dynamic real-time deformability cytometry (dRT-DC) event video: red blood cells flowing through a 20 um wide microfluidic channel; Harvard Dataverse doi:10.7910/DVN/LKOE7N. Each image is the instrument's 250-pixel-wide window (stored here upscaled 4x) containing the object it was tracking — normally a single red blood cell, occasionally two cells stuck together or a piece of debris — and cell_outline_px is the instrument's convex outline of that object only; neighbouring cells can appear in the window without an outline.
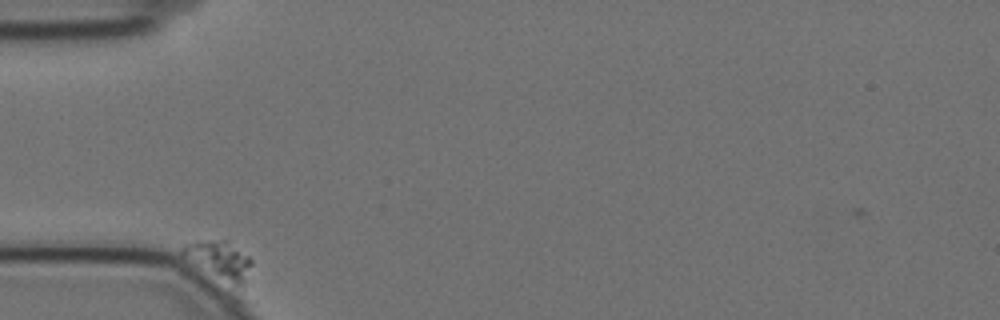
{"species": "Egyptian fruit bat (a non-hibernating species)", "species_latin": "Rousettus aegyptiacus", "temperature_condition": "cold", "stored_images_in_passage": 20, "camera_frame_rate_fps": 3000, "um_per_image_px": 0.085, "animal": {"sex": "female"}, "frame": {"image": 1, "passage_image": 1, "time_ms": 0.0, "image_size_px": [1000, 320], "cell_outline_px": [[252, 264], [244, 300], [236, 300], [180, 256], [180, 248], [184, 244], [196, 240], [228, 240], [248, 256], [252, 260]], "centroid_in_image_um": [18.73, 22.48], "position_along_channel_um": 66.3, "area_um2": 19.25}}
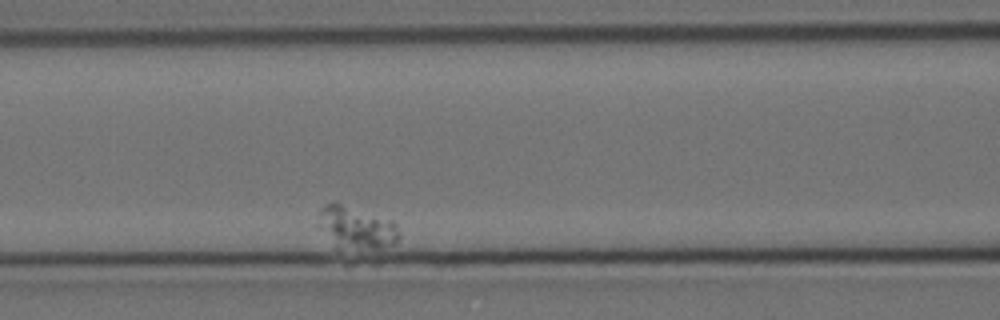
{"frame": {"image": 2, "passage_image": 13, "time_ms": 4.0, "image_size_px": [1000, 320], "cell_outline_px": [[400, 236], [392, 244], [380, 248], [372, 248], [336, 244], [320, 224], [320, 208], [332, 200], [392, 220], [396, 224], [400, 232]], "centroid_in_image_um": [30.36, 19.26], "position_along_channel_um": 136.2, "area_um2": 18.84}}
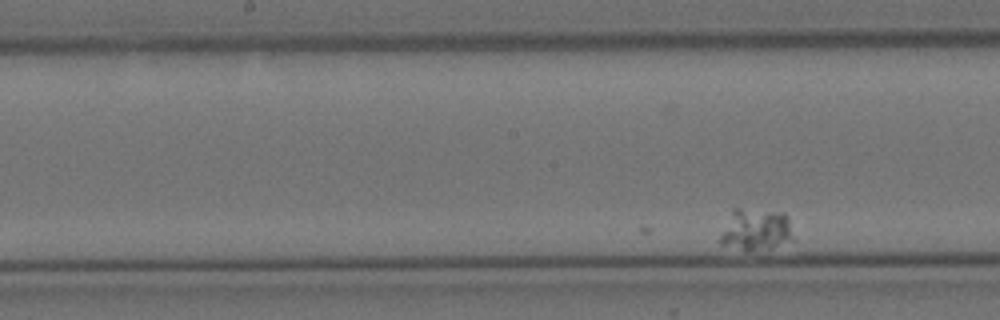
{"frame": {"image": 3, "passage_image": 20, "time_ms": 6.333, "image_size_px": [1000, 320], "cell_outline_px": [[792, 240], [772, 248], [744, 248], [720, 244], [720, 236], [732, 208], [740, 208], [784, 212], [788, 216], [792, 236]], "centroid_in_image_um": [64.26, 19.46], "position_along_channel_um": 183.9, "area_um2": 17.34}}